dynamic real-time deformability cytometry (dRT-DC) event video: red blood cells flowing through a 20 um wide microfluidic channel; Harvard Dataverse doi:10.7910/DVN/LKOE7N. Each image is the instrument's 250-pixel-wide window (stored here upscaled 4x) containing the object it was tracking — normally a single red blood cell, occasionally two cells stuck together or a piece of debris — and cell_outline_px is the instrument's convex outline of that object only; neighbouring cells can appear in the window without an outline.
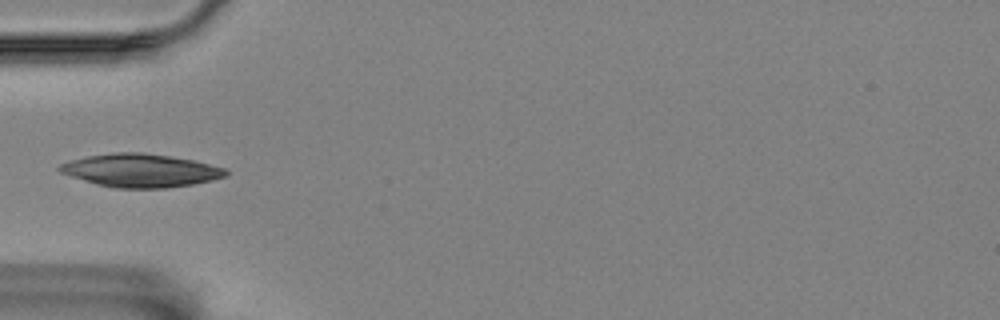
{"species": "Egyptian fruit bat (a non-hibernating species)", "species_latin": "Rousettus aegyptiacus", "temperature_condition": "room temperature", "stored_images_in_passage": 11, "camera_frame_rate_fps": 3000, "um_per_image_px": 0.085, "animal": {"sex": "female"}, "frame": {"image": 1, "passage_image": 5, "time_ms": 5.667, "image_size_px": [1000, 320], "cell_outline_px": [[228, 176], [212, 180], [192, 184], [168, 188], [116, 188], [96, 184], [60, 172], [56, 168], [60, 164], [72, 160], [88, 156], [116, 152], [140, 152], [168, 156], [192, 160], [224, 168], [228, 172]], "centroid_in_image_um": [11.95, 14.5], "position_along_channel_um": 73.0, "area_um2": 31.85}}
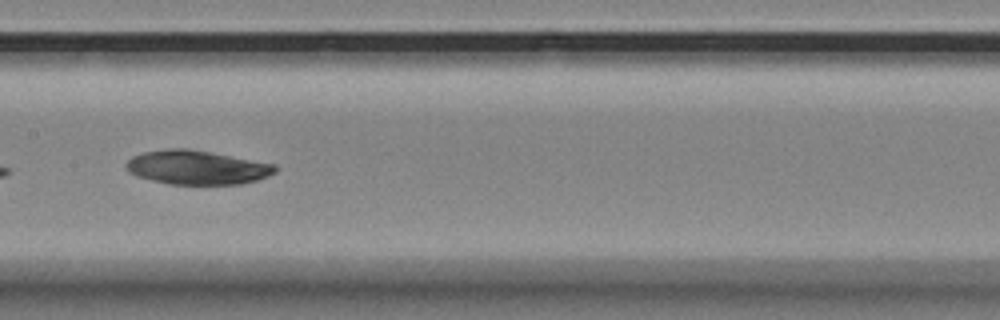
{"frame": {"image": 2, "passage_image": 8, "time_ms": 9.0, "image_size_px": [1000, 320], "cell_outline_px": [[276, 172], [268, 176], [256, 180], [240, 184], [168, 184], [136, 176], [128, 172], [124, 164], [132, 156], [144, 152], [172, 148], [188, 148], [276, 164]], "centroid_in_image_um": [16.72, 14.23], "position_along_channel_um": 190.7, "area_um2": 29.54}}
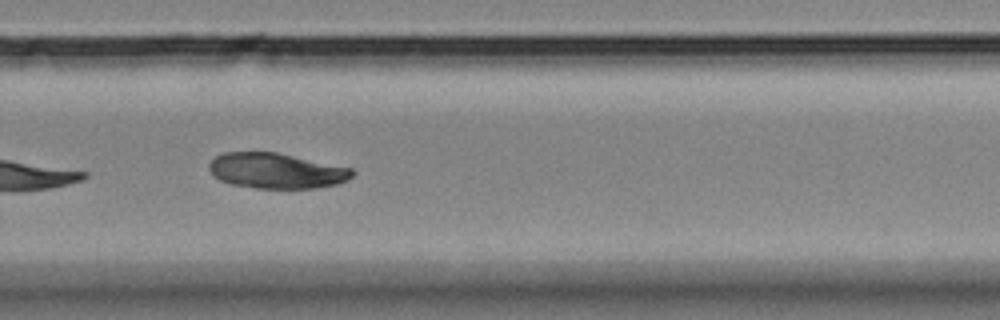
{"frame": {"image": 3, "passage_image": 11, "time_ms": 12.333, "image_size_px": [1000, 320], "cell_outline_px": [[356, 172], [348, 180], [340, 184], [316, 188], [256, 188], [228, 184], [212, 176], [208, 168], [208, 164], [216, 156], [224, 152], [276, 152], [352, 168]], "centroid_in_image_um": [23.48, 14.52], "position_along_channel_um": 306.3, "area_um2": 29.82}}